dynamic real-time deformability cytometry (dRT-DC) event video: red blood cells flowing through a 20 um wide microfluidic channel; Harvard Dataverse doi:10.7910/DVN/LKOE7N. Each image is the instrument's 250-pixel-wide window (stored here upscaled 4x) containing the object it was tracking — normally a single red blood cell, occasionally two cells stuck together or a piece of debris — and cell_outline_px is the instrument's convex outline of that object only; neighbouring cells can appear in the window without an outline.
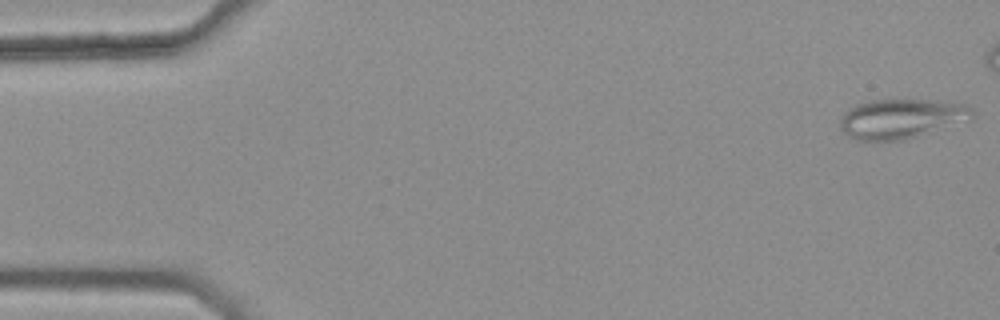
{"species": "common noctule bat (a hibernating species)", "species_latin": "Nyctalus noctula", "temperature_condition": "warm", "stored_images_in_passage": 48, "camera_frame_rate_fps": 3000, "um_per_image_px": 0.085, "animal": {"sex": "female", "body_mass_g": 25.1}, "frame": {"image": 1, "passage_image": 1, "time_ms": 0.0, "image_size_px": [1000, 320], "cell_outline_px": [[976, 112], [968, 120], [904, 140], [856, 140], [848, 136], [840, 128], [840, 120], [844, 112], [848, 108], [856, 104], [872, 100], [936, 100], [964, 104], [972, 108]], "centroid_in_image_um": [76.59, 10.08], "position_along_channel_um": 8.4, "area_um2": 30.35}}
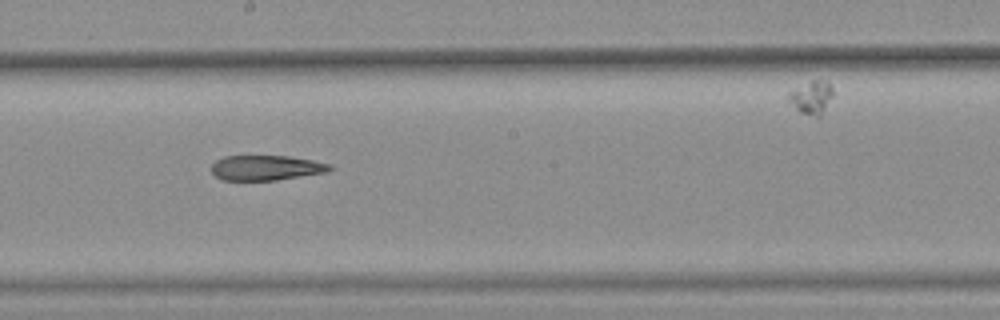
{"frame": {"image": 2, "passage_image": 29, "time_ms": 9.333, "image_size_px": [1000, 320], "cell_outline_px": [[332, 168], [328, 172], [276, 180], [224, 180], [216, 176], [212, 172], [212, 164], [216, 160], [224, 156], [288, 156], [312, 160], [332, 164]], "centroid_in_image_um": [22.64, 14.26], "position_along_channel_um": 225.6, "area_um2": 17.22}}
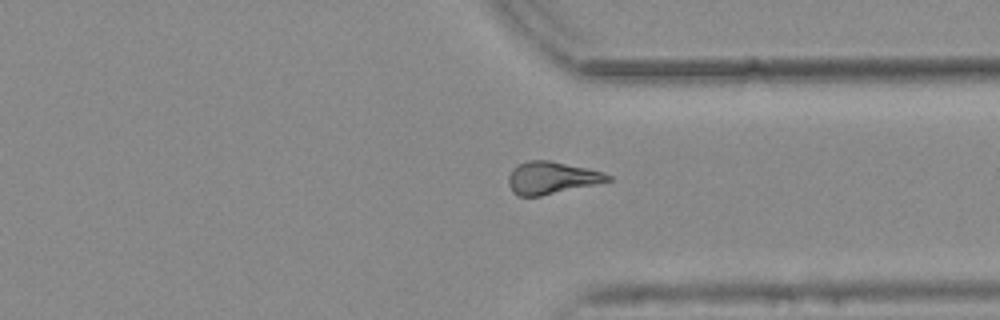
{"frame": {"image": 3, "passage_image": 40, "time_ms": 13.0, "image_size_px": [1000, 320], "cell_outline_px": [[612, 180], [596, 184], [540, 196], [516, 196], [512, 192], [508, 184], [508, 176], [512, 168], [528, 160], [548, 160], [588, 168], [612, 176]], "centroid_in_image_um": [46.85, 15.12], "position_along_channel_um": 364.6, "area_um2": 18.67}, "authors_computed_cell_mechanics": {"area_um2": 19.1029, "velocity_mm_per_s": 3.7806, "shape_relaxation_time_tau1_ms": null, "shape_relaxation_time_tau2_ms": 5.0557, "deformation_change_tau1": null, "deformation_change_tau2": 0.1508}}